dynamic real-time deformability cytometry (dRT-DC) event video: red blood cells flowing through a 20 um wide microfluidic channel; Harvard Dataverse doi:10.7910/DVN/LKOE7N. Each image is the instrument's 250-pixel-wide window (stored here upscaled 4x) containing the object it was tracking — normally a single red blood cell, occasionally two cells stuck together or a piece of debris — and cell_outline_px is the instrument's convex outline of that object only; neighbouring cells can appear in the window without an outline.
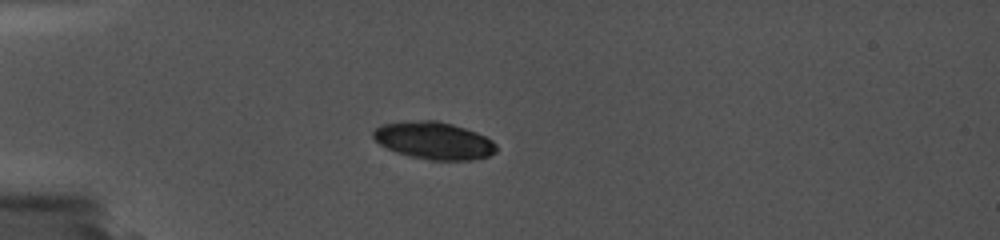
{"species": "common noctule bat (a hibernating species)", "species_latin": "Nyctalus noctula", "temperature_condition": "cold", "stored_images_in_passage": 4, "camera_frame_rate_fps": 5000, "um_per_image_px": 0.085, "animal": {"sex": "female", "body_mass_g": 19.0, "forearm_length_mm": 56.7}, "frame": {"image": 1, "passage_image": 2, "time_ms": 0.4, "image_size_px": [1000, 240], "cell_outline_px": [[496, 152], [488, 156], [472, 160], [428, 160], [408, 156], [396, 152], [380, 144], [372, 136], [372, 128], [380, 124], [396, 120], [436, 120], [468, 128], [492, 140], [496, 144]], "centroid_in_image_um": [36.83, 11.92], "position_along_channel_um": 48.2, "area_um2": 27.34}}